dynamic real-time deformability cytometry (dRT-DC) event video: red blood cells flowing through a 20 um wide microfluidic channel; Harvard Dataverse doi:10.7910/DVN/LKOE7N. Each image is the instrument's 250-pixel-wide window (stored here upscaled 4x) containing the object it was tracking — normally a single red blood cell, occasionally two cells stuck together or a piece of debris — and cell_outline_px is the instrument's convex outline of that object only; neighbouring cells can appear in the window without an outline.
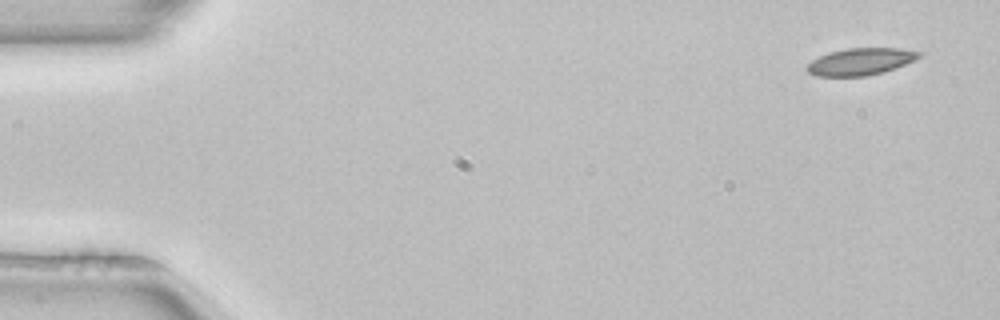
{"species": "common noctule bat (a hibernating species)", "species_latin": "Nyctalus noctula", "temperature_condition": "room temperature", "stored_images_in_passage": 4, "camera_frame_rate_fps": 3000, "um_per_image_px": 0.085, "animal": {"sex": "female", "body_mass_g": 22.7, "forearm_length_mm": 54.2}, "frame": {"image": 1, "passage_image": 1, "time_ms": 0.0, "image_size_px": [1000, 320], "cell_outline_px": [[924, 52], [916, 60], [868, 76], [816, 76], [808, 72], [804, 68], [812, 60], [828, 52], [848, 48], [900, 48]], "centroid_in_image_um": [73.13, 5.22], "position_along_channel_um": 11.9, "area_um2": 17.57}}
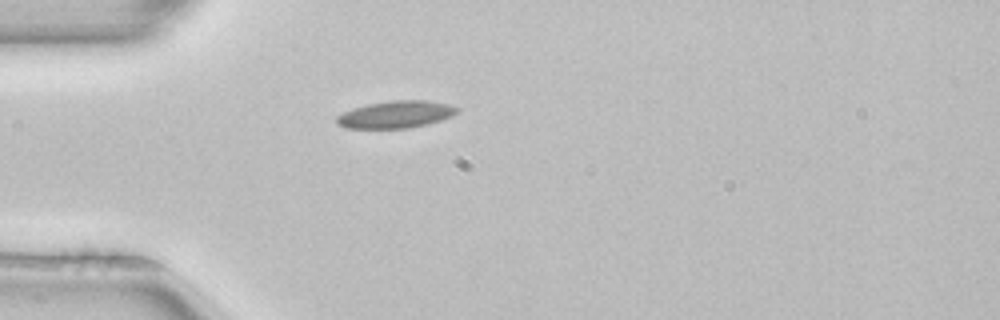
{"frame": {"image": 2, "passage_image": 4, "time_ms": 1.0, "image_size_px": [1000, 320], "cell_outline_px": [[460, 112], [452, 116], [428, 124], [408, 128], [344, 128], [336, 124], [336, 116], [352, 108], [368, 104], [392, 100], [424, 100], [448, 104], [460, 108]], "centroid_in_image_um": [33.65, 9.73], "position_along_channel_um": 51.4, "area_um2": 19.19}}